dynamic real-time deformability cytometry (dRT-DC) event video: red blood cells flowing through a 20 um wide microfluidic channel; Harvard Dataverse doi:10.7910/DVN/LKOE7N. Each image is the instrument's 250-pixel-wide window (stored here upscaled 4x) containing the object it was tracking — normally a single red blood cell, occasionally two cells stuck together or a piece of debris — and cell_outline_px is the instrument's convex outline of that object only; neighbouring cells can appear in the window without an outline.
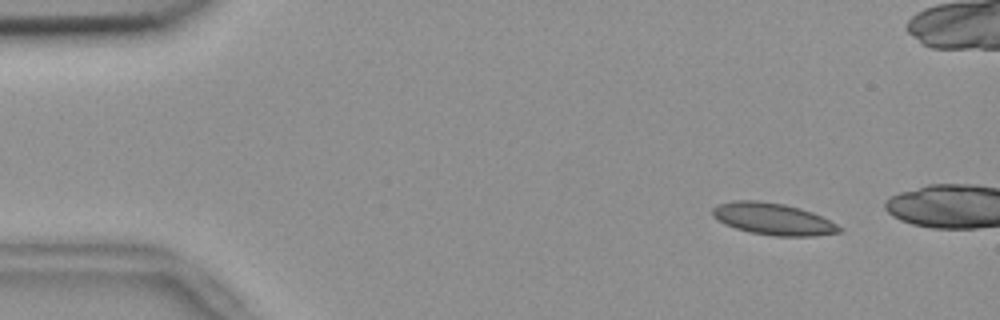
{"species": "common noctule bat (a hibernating species)", "species_latin": "Nyctalus noctula", "temperature_condition": "room temperature", "stored_images_in_passage": 13, "camera_frame_rate_fps": 3000, "um_per_image_px": 0.085, "animal": {"sex": "female", "body_mass_g": 18.4}, "frame": {"image": 1, "passage_image": 6, "time_ms": 1.667, "image_size_px": [1000, 320], "cell_outline_px": [[844, 232], [816, 236], [772, 236], [748, 232], [724, 224], [712, 216], [712, 208], [716, 204], [732, 200], [756, 200], [784, 204], [800, 208], [812, 212], [844, 228]], "centroid_in_image_um": [65.7, 18.62], "position_along_channel_um": 19.3, "area_um2": 23.81}}